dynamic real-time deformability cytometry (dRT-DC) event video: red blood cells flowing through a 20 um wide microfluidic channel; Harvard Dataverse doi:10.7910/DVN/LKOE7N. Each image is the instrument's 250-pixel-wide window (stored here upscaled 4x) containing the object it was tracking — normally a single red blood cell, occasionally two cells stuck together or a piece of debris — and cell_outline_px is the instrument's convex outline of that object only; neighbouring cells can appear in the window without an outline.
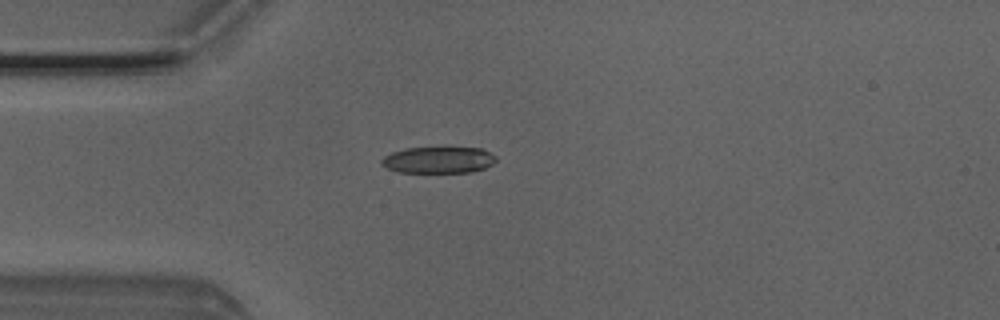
{"species": "Egyptian fruit bat (a non-hibernating species)", "species_latin": "Rousettus aegyptiacus", "temperature_condition": "room temperature", "stored_images_in_passage": 2, "camera_frame_rate_fps": 3000, "um_per_image_px": 0.085, "animal": {"sex": "male"}, "frame": {"image": 1, "passage_image": 1, "time_ms": 0.0, "image_size_px": [1000, 320], "cell_outline_px": [[496, 160], [492, 164], [484, 168], [472, 172], [396, 172], [380, 164], [380, 160], [384, 156], [392, 152], [404, 148], [444, 144], [480, 148], [496, 156]], "centroid_in_image_um": [37.25, 13.53], "position_along_channel_um": 47.7, "area_um2": 18.67}}